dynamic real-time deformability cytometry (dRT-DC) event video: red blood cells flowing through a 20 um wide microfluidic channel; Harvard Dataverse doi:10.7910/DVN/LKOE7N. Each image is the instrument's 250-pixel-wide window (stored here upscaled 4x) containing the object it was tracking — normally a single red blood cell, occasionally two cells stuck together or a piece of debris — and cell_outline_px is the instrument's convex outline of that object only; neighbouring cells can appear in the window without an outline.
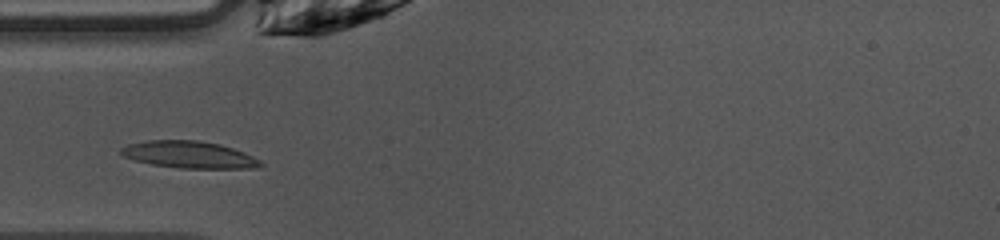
{"species": "common noctule bat (a hibernating species)", "species_latin": "Nyctalus noctula", "temperature_condition": "warm", "stored_images_in_passage": 30, "camera_frame_rate_fps": 3000, "um_per_image_px": 0.085, "animal": {"sex": "female", "body_mass_g": 10.0, "forearm_length_mm": 53.1}, "frame": {"image": 1, "passage_image": 3, "time_ms": 0.667, "image_size_px": [1000, 240], "cell_outline_px": [[264, 164], [256, 168], [180, 168], [152, 164], [136, 160], [124, 156], [120, 152], [120, 148], [128, 144], [148, 140], [196, 140], [220, 144], [244, 152], [260, 160]], "centroid_in_image_um": [16.08, 13.14], "position_along_channel_um": 68.9, "area_um2": 21.79}}
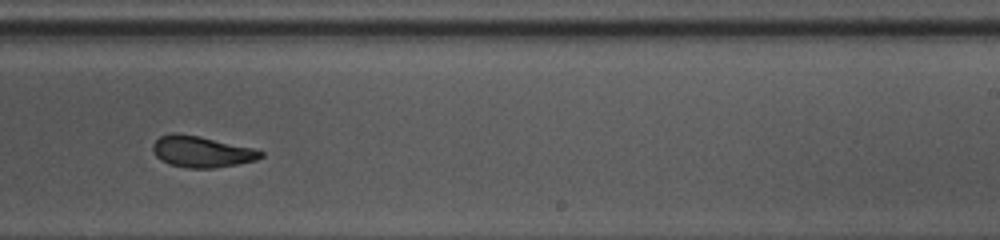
{"frame": {"image": 2, "passage_image": 18, "time_ms": 5.667, "image_size_px": [1000, 240], "cell_outline_px": [[264, 156], [256, 160], [236, 164], [212, 168], [184, 168], [168, 164], [160, 160], [156, 156], [152, 148], [152, 144], [160, 136], [172, 132], [176, 132], [200, 136], [252, 148], [264, 152]], "centroid_in_image_um": [17.09, 12.89], "position_along_channel_um": 271.9, "area_um2": 19.71}}
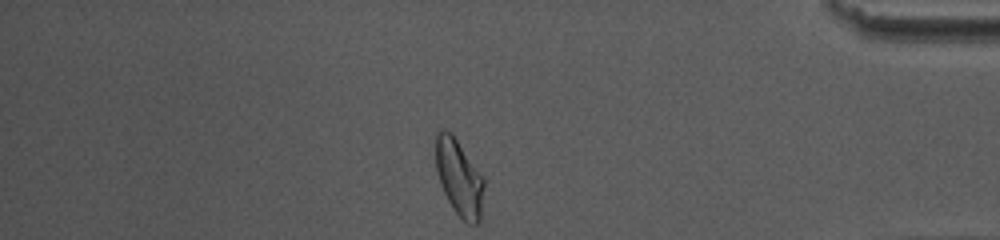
{"frame": {"image": 3, "passage_image": 30, "time_ms": 9.667, "image_size_px": [1000, 240], "cell_outline_px": [[484, 184], [480, 220], [476, 224], [468, 224], [452, 208], [440, 184], [436, 172], [436, 132], [440, 128], [444, 128], [452, 132], [484, 180]], "centroid_in_image_um": [38.99, 15.07], "position_along_channel_um": 396.2, "area_um2": 21.27}, "authors_computed_cell_mechanics": {"area_um2": 20.3745, "velocity_mm_per_s": 4.0325, "shape_relaxation_time_tau1_ms": 6.9586, "shape_relaxation_time_tau2_ms": 2.6754, "deformation_change_tau1": 0.1967, "deformation_change_tau2": 0.0927}}